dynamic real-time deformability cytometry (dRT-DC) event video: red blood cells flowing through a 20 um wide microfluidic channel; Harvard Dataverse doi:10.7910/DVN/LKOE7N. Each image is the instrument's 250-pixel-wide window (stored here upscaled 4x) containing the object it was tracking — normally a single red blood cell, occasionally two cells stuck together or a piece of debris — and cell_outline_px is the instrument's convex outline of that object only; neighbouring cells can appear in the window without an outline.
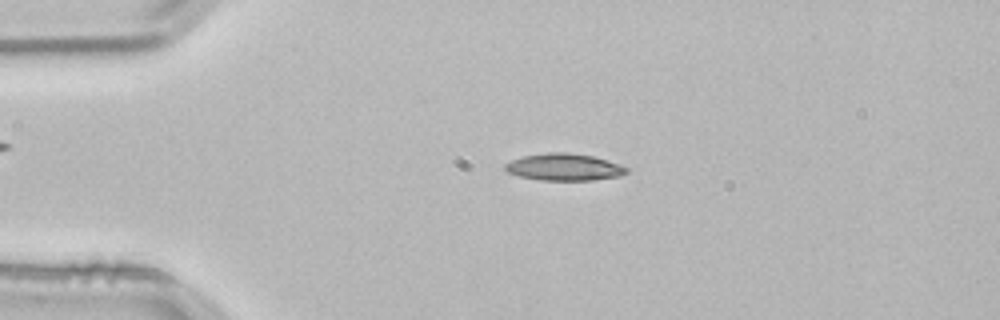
{"species": "common noctule bat (a hibernating species)", "species_latin": "Nyctalus noctula", "temperature_condition": "room temperature", "stored_images_in_passage": 3, "camera_frame_rate_fps": 3000, "um_per_image_px": 0.085, "animal": {"sex": "male", "body_mass_g": 21.5, "forearm_length_mm": 52.0}, "frame": {"image": 1, "passage_image": 3, "time_ms": 0.667, "image_size_px": [1000, 320], "cell_outline_px": [[628, 172], [620, 176], [592, 180], [540, 180], [516, 176], [508, 172], [504, 168], [504, 164], [512, 160], [524, 156], [548, 152], [568, 152], [592, 156], [620, 164], [628, 168]], "centroid_in_image_um": [47.94, 14.2], "position_along_channel_um": 37.1, "area_um2": 19.13}}